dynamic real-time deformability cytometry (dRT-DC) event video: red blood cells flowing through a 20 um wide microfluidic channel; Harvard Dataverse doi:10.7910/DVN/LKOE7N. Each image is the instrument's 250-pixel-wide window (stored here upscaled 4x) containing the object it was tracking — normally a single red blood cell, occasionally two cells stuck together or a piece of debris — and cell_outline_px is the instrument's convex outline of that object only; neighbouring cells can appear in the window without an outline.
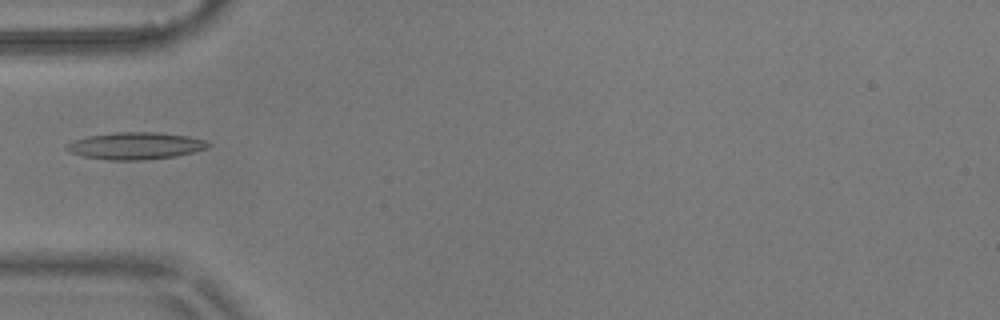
{"species": "common noctule bat (a hibernating species)", "species_latin": "Nyctalus noctula", "temperature_condition": "warm", "stored_images_in_passage": 8, "camera_frame_rate_fps": 3000, "um_per_image_px": 0.085, "animal": {"sex": "male", "body_mass_g": 17.9}, "frame": {"image": 1, "passage_image": 5, "time_ms": 1.333, "image_size_px": [1000, 320], "cell_outline_px": [[212, 144], [208, 148], [176, 156], [140, 160], [112, 160], [84, 156], [72, 152], [64, 148], [68, 144], [76, 140], [88, 136], [116, 132], [156, 132], [188, 136], [208, 140]], "centroid_in_image_um": [11.59, 12.38], "position_along_channel_um": 73.4, "area_um2": 22.14}}